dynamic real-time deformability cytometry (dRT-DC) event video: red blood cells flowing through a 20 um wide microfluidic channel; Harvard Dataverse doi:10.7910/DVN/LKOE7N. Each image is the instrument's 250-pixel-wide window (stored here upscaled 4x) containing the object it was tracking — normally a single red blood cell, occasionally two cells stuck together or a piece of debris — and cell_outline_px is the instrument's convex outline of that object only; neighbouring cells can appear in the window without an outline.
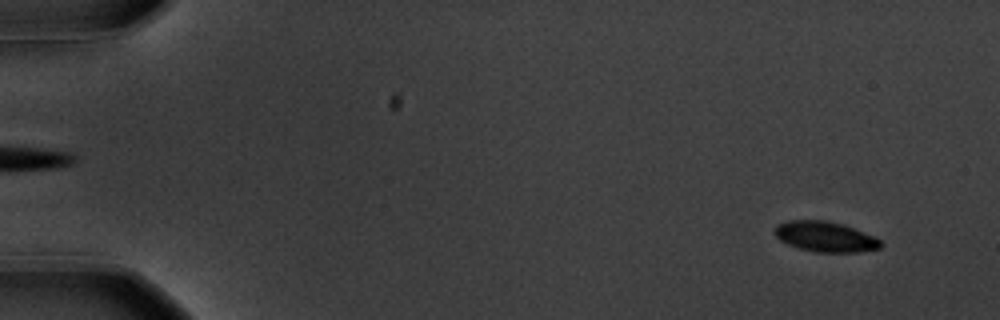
{"species": "common noctule bat (a hibernating species)", "species_latin": "Nyctalus noctula", "temperature_condition": "warm", "stored_images_in_passage": 57, "camera_frame_rate_fps": 3000, "um_per_image_px": 0.085, "animal": {"sex": "male", "body_mass_g": 20.1, "forearm_length_mm": 53.5}, "frame": {"image": 1, "passage_image": 4, "time_ms": 1.0, "image_size_px": [1000, 320], "cell_outline_px": [[884, 244], [880, 248], [860, 252], [816, 252], [800, 248], [788, 244], [780, 240], [776, 236], [776, 224], [788, 220], [828, 220], [844, 224], [872, 236], [880, 240]], "centroid_in_image_um": [70.16, 20.11], "position_along_channel_um": 14.8, "area_um2": 18.67}}
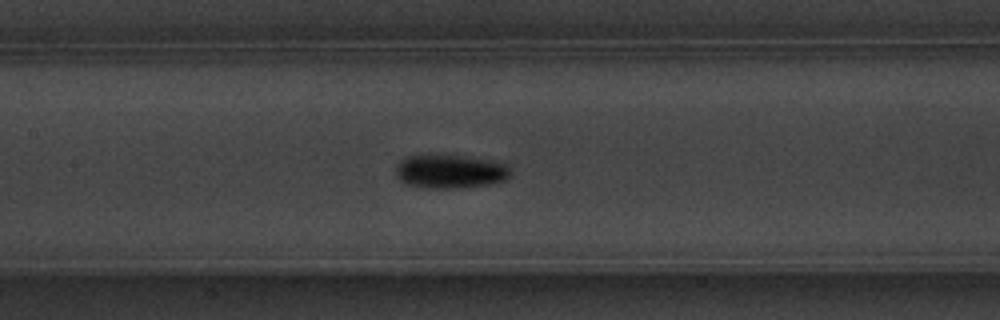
{"frame": {"image": 2, "passage_image": 28, "time_ms": 9.0, "image_size_px": [1000, 320], "cell_outline_px": [[512, 176], [504, 180], [492, 184], [460, 188], [432, 188], [408, 184], [400, 180], [396, 176], [396, 164], [400, 160], [408, 156], [468, 156], [492, 160], [504, 164], [512, 172]], "centroid_in_image_um": [38.3, 14.58], "position_along_channel_um": 169.1, "area_um2": 22.43}}
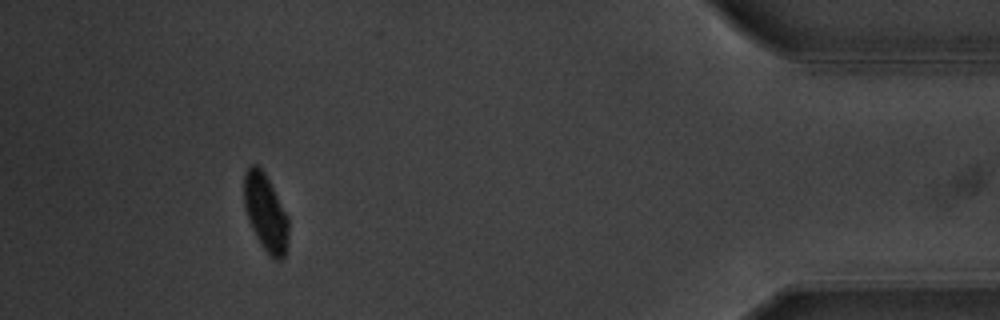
{"frame": {"image": 3, "passage_image": 53, "time_ms": 17.333, "image_size_px": [1000, 320], "cell_outline_px": [[288, 244], [284, 256], [280, 260], [276, 260], [268, 256], [260, 244], [248, 220], [244, 208], [244, 172], [252, 164], [256, 164], [264, 172], [288, 216]], "centroid_in_image_um": [22.57, 18.11], "position_along_channel_um": 412.6, "area_um2": 20.06}, "authors_computed_cell_mechanics": {"area_um2": 20.1144, "velocity_mm_per_s": 3.5517, "shape_relaxation_time_tau1_ms": 10.4845, "shape_relaxation_time_tau2_ms": null, "deformation_change_tau1": 0.2924, "deformation_change_tau2": null}}